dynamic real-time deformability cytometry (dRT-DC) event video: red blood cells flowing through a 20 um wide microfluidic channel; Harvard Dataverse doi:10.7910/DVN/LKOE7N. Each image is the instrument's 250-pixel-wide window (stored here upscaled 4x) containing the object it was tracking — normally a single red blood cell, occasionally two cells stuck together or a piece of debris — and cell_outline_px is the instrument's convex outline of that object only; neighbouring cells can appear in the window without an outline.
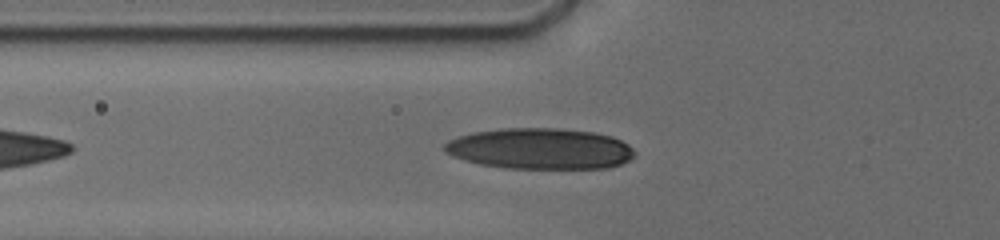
{"species": "human", "species_latin": "Homo sapiens", "temperature_condition": "cold", "stored_images_in_passage": 18, "camera_frame_rate_fps": 3000, "um_per_image_px": 0.085, "donor": {"sex": "male"}, "frame": {"image": 1, "passage_image": 4, "time_ms": 1.0, "image_size_px": [1000, 240], "cell_outline_px": [[636, 152], [628, 160], [620, 164], [608, 168], [504, 168], [480, 164], [464, 160], [452, 156], [444, 152], [444, 144], [448, 140], [472, 132], [504, 128], [556, 128], [596, 132], [612, 136], [628, 144]], "centroid_in_image_um": [45.89, 12.63], "position_along_channel_um": 79.9, "area_um2": 45.49}}
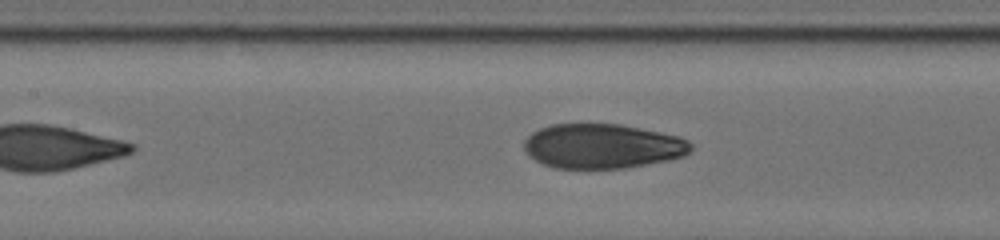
{"frame": {"image": 2, "passage_image": 12, "time_ms": 3.0, "image_size_px": [1000, 240], "cell_outline_px": [[692, 148], [684, 156], [668, 160], [624, 168], [552, 168], [540, 164], [528, 156], [524, 148], [524, 140], [532, 132], [540, 128], [552, 124], [620, 124], [680, 136], [688, 140], [692, 144]], "centroid_in_image_um": [51.18, 12.42], "position_along_channel_um": 156.2, "area_um2": 43.58}}
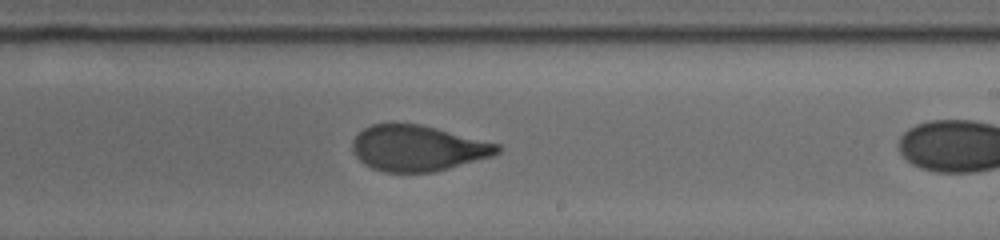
{"frame": {"image": 3, "passage_image": 17, "time_ms": 4.333, "image_size_px": [1000, 240], "cell_outline_px": [[500, 152], [492, 156], [448, 168], [432, 172], [384, 172], [372, 168], [364, 164], [352, 152], [352, 140], [364, 128], [372, 124], [392, 120], [420, 124], [500, 144]], "centroid_in_image_um": [35.46, 12.56], "position_along_channel_um": 253.5, "area_um2": 39.07}}